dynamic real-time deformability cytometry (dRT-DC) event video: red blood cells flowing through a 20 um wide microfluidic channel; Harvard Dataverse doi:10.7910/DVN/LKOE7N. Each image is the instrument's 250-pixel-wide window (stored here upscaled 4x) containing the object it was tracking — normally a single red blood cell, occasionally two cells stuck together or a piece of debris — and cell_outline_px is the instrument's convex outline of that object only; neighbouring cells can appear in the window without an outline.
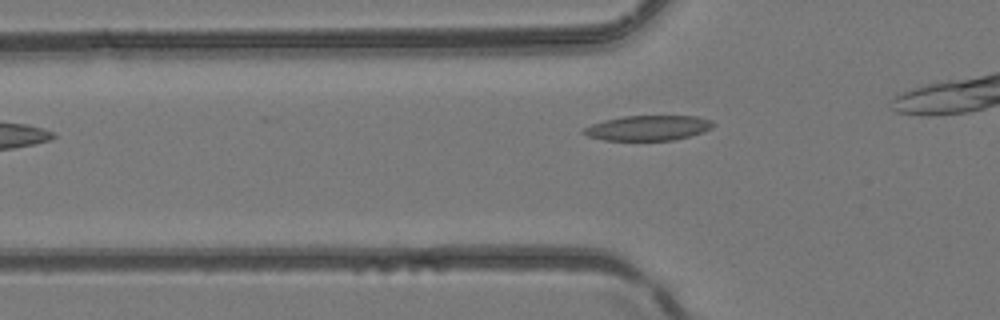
{"species": "common noctule bat (a hibernating species)", "species_latin": "Nyctalus noctula", "temperature_condition": "room temperature", "stored_images_in_passage": 4, "camera_frame_rate_fps": 3000, "um_per_image_px": 0.085, "animal": {"sex": "female", "body_mass_g": 24.6, "forearm_length_mm": 56.2}, "frame": {"image": 1, "passage_image": 2, "time_ms": 0.333, "image_size_px": [1000, 320], "cell_outline_px": [[716, 124], [712, 128], [704, 132], [676, 140], [604, 140], [588, 136], [580, 132], [584, 128], [592, 124], [604, 120], [624, 116], [696, 116], [712, 120]], "centroid_in_image_um": [55.12, 10.87], "position_along_channel_um": 70.7, "area_um2": 19.02}}